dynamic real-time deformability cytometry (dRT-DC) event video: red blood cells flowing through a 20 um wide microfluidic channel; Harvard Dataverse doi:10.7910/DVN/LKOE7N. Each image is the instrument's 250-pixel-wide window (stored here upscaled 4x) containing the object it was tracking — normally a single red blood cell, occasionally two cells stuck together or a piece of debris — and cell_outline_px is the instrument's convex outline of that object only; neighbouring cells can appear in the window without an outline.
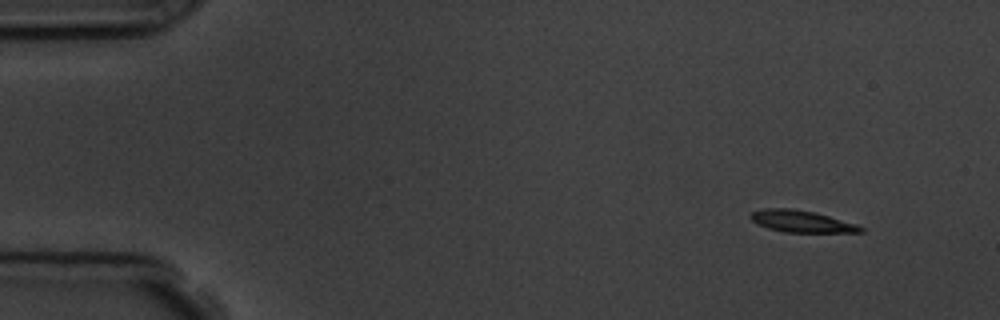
{"species": "common noctule bat (a hibernating species)", "species_latin": "Nyctalus noctula", "temperature_condition": "room temperature", "stored_images_in_passage": 4, "camera_frame_rate_fps": 3000, "um_per_image_px": 0.085, "animal": {"sex": "male", "body_mass_g": 19.5, "forearm_length_mm": 54.6}, "frame": {"image": 1, "passage_image": 1, "time_ms": 0.0, "image_size_px": [1000, 320], "cell_outline_px": [[864, 232], [784, 232], [768, 228], [756, 224], [748, 216], [752, 212], [764, 208], [792, 208], [812, 212], [828, 216], [856, 224], [864, 228]], "centroid_in_image_um": [68.08, 18.81], "position_along_channel_um": 16.9, "area_um2": 13.87}}
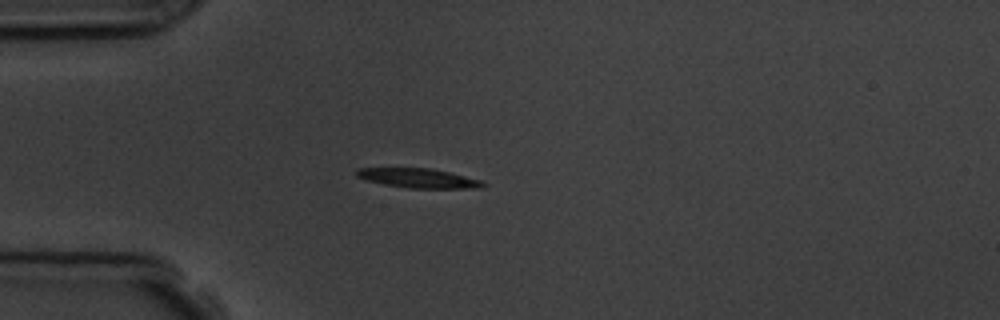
{"frame": {"image": 2, "passage_image": 3, "time_ms": 3.333, "image_size_px": [1000, 320], "cell_outline_px": [[488, 184], [484, 188], [408, 188], [384, 184], [368, 180], [356, 176], [356, 168], [432, 168], [484, 180]], "centroid_in_image_um": [35.66, 15.14], "position_along_channel_um": 49.3, "area_um2": 14.45}}